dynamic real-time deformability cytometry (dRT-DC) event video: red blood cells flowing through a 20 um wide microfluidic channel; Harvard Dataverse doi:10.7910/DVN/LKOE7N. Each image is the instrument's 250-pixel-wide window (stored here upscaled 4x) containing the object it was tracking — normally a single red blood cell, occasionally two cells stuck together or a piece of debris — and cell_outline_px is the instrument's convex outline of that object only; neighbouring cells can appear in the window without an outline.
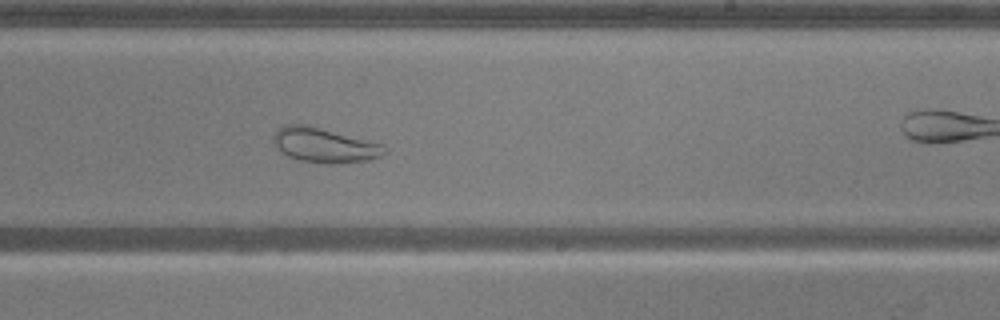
{"species": "common noctule bat (a hibernating species)", "species_latin": "Nyctalus noctula", "temperature_condition": "warm", "stored_images_in_passage": 53, "camera_frame_rate_fps": 3000, "um_per_image_px": 0.085, "animal": {"sex": "male", "body_mass_g": 20.5, "forearm_length_mm": 52.5}, "frame": {"image": 1, "passage_image": 31, "time_ms": 10.0, "image_size_px": [1000, 320], "cell_outline_px": [[388, 152], [380, 156], [368, 160], [328, 164], [300, 160], [288, 156], [280, 152], [272, 140], [272, 136], [276, 128], [284, 124], [308, 124], [384, 144], [388, 148]], "centroid_in_image_um": [27.56, 12.32], "position_along_channel_um": 261.4, "area_um2": 22.83}}